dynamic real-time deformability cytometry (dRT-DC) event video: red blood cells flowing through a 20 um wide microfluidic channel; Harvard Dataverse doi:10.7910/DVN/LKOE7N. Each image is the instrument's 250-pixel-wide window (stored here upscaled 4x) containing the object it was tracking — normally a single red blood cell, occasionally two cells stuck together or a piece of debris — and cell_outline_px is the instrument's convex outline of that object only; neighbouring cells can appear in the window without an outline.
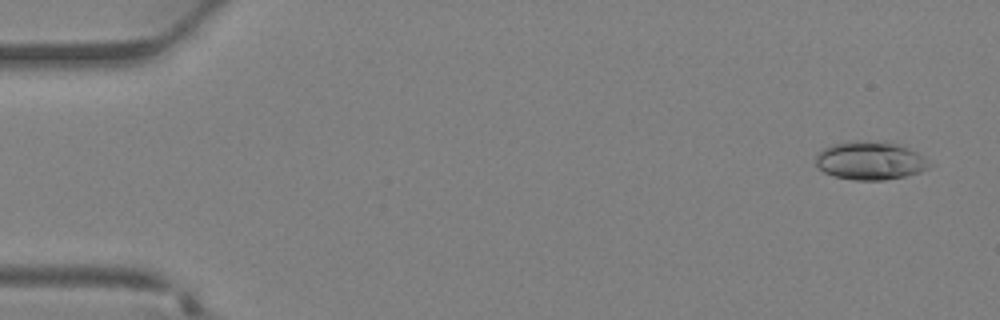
{"species": "Egyptian fruit bat (a non-hibernating species)", "species_latin": "Rousettus aegyptiacus", "temperature_condition": "warm", "stored_images_in_passage": 37, "camera_frame_rate_fps": 3000, "um_per_image_px": 0.085, "animal": {"sex": "female"}, "frame": {"image": 1, "passage_image": 2, "time_ms": 0.333, "image_size_px": [1000, 320], "cell_outline_px": [[936, 164], [920, 172], [904, 176], [884, 180], [852, 180], [832, 176], [816, 168], [816, 156], [824, 148], [832, 144], [852, 140], [884, 140], [908, 148], [916, 152]], "centroid_in_image_um": [73.97, 13.64], "position_along_channel_um": 11.0, "area_um2": 25.89}}
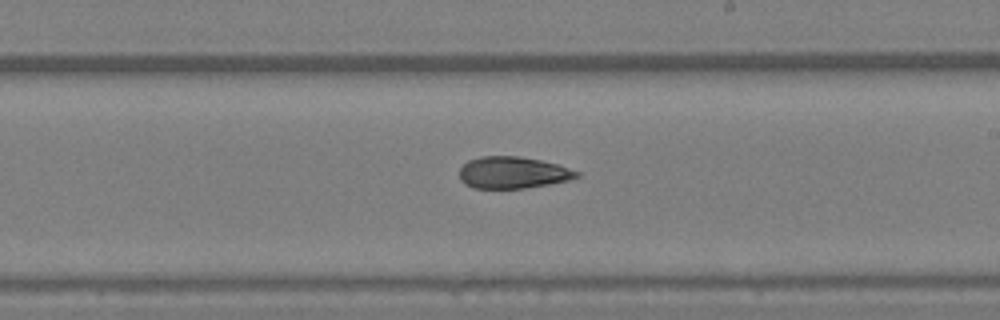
{"frame": {"image": 2, "passage_image": 22, "time_ms": 7.0, "image_size_px": [1000, 320], "cell_outline_px": [[580, 176], [568, 180], [548, 184], [524, 188], [472, 188], [464, 184], [460, 180], [460, 168], [468, 160], [480, 156], [520, 156], [540, 160], [556, 164], [580, 172]], "centroid_in_image_um": [43.56, 14.67], "position_along_channel_um": 245.4, "area_um2": 21.68}}
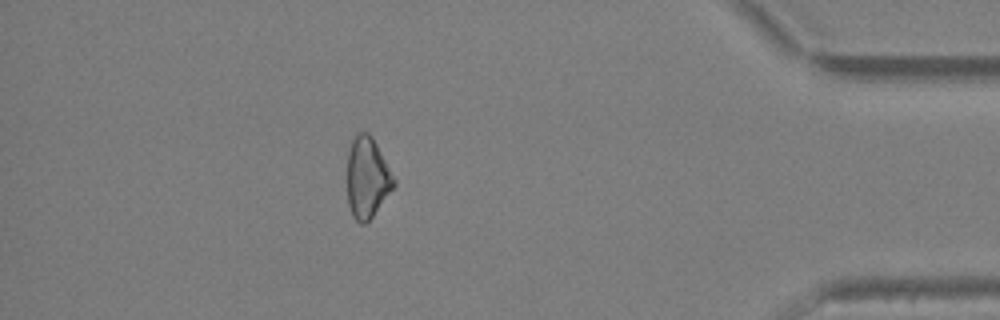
{"frame": {"image": 3, "passage_image": 33, "time_ms": 10.667, "image_size_px": [1000, 320], "cell_outline_px": [[396, 184], [372, 216], [364, 224], [360, 224], [352, 216], [348, 204], [348, 152], [352, 140], [356, 132], [368, 132], [372, 136], [396, 180]], "centroid_in_image_um": [31.21, 15.08], "position_along_channel_um": 404.0, "area_um2": 21.79}}